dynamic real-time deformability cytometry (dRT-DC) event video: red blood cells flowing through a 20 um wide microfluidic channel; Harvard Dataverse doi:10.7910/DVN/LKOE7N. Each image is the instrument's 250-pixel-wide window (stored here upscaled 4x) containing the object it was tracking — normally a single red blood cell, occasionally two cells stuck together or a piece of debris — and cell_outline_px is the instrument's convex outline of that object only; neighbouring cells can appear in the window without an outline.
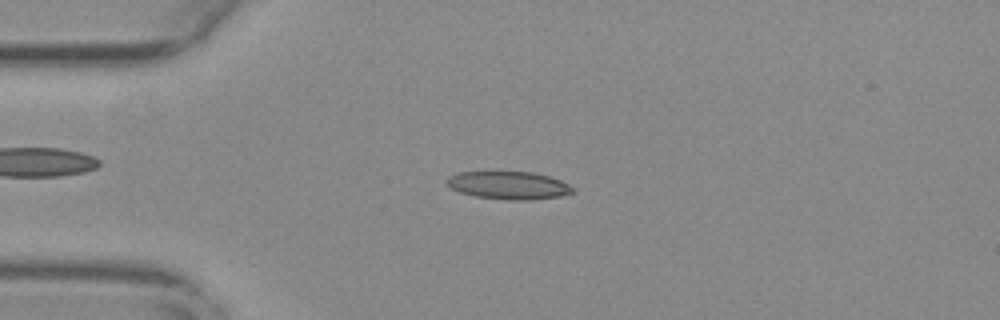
{"species": "common noctule bat (a hibernating species)", "species_latin": "Nyctalus noctula", "temperature_condition": "warm", "stored_images_in_passage": 54, "camera_frame_rate_fps": 3000, "um_per_image_px": 0.085, "animal": {"sex": "female", "body_mass_g": 29.2, "forearm_length_mm": 56.3}, "frame": {"image": 1, "passage_image": 13, "time_ms": 4.0, "image_size_px": [1000, 320], "cell_outline_px": [[576, 192], [560, 196], [528, 200], [504, 200], [476, 196], [460, 192], [444, 184], [444, 180], [448, 176], [460, 172], [532, 172], [548, 176], [560, 180], [576, 188]], "centroid_in_image_um": [43.23, 15.75], "position_along_channel_um": 41.8, "area_um2": 20.58}}
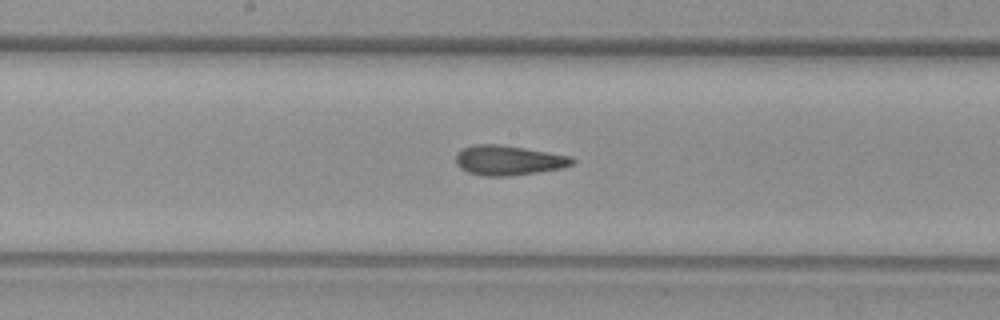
{"frame": {"image": 2, "passage_image": 28, "time_ms": 9.0, "image_size_px": [1000, 320], "cell_outline_px": [[576, 160], [572, 164], [560, 168], [536, 172], [508, 176], [484, 176], [468, 172], [460, 168], [456, 164], [456, 152], [464, 148], [476, 144], [500, 144], [572, 156]], "centroid_in_image_um": [43.2, 13.62], "position_along_channel_um": 205.0, "area_um2": 20.11}}
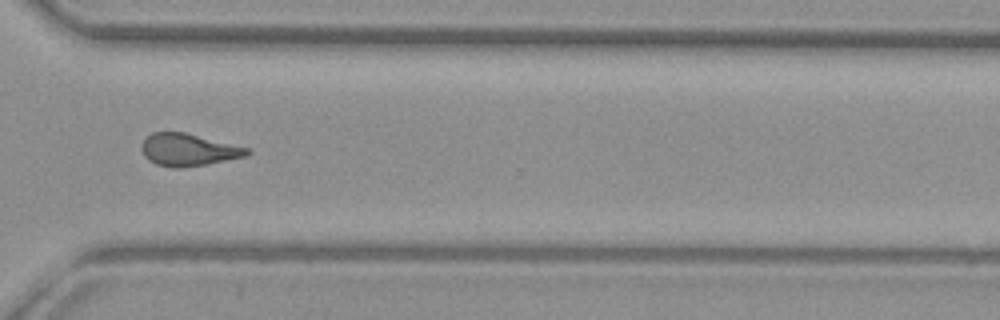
{"frame": {"image": 3, "passage_image": 40, "time_ms": 13.0, "image_size_px": [1000, 320], "cell_outline_px": [[252, 152], [244, 156], [184, 168], [176, 168], [156, 164], [148, 160], [144, 156], [140, 148], [140, 144], [152, 132], [184, 132], [248, 148]], "centroid_in_image_um": [15.94, 12.73], "position_along_channel_um": 354.7, "area_um2": 19.59}, "authors_computed_cell_mechanics": {"area_um2": 19.8832, "velocity_mm_per_s": 3.743, "shape_relaxation_time_tau1_ms": null, "shape_relaxation_time_tau2_ms": 2.5727, "deformation_change_tau1": null, "deformation_change_tau2": 0.1147}}